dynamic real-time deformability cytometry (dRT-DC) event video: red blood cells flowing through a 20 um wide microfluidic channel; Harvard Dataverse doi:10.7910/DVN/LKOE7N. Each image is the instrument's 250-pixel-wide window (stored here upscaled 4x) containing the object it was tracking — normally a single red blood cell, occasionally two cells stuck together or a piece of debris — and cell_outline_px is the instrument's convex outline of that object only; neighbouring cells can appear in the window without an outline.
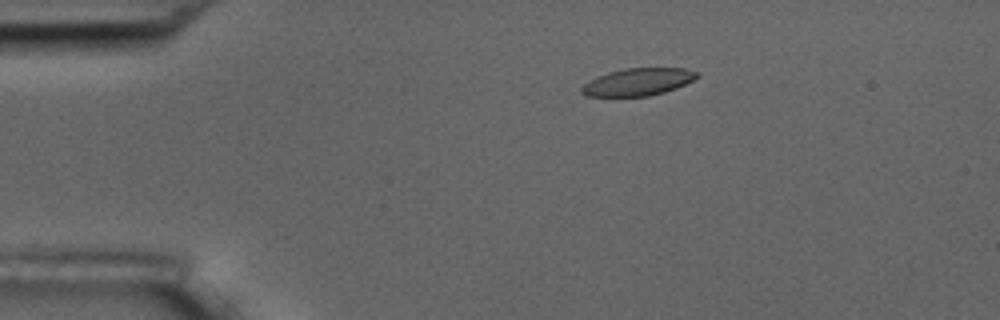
{"species": "common noctule bat (a hibernating species)", "species_latin": "Nyctalus noctula", "temperature_condition": "room temperature", "stored_images_in_passage": 6, "camera_frame_rate_fps": 3000, "um_per_image_px": 0.085, "animal": {"sex": "male", "body_mass_g": 17.5, "forearm_length_mm": 52.3}, "frame": {"image": 1, "passage_image": 1, "time_ms": 0.0, "image_size_px": [1000, 320], "cell_outline_px": [[700, 76], [676, 88], [664, 92], [648, 96], [584, 96], [580, 92], [580, 88], [588, 80], [596, 76], [608, 72], [624, 68], [684, 68], [700, 72]], "centroid_in_image_um": [54.2, 6.96], "position_along_channel_um": 30.8, "area_um2": 18.55}}
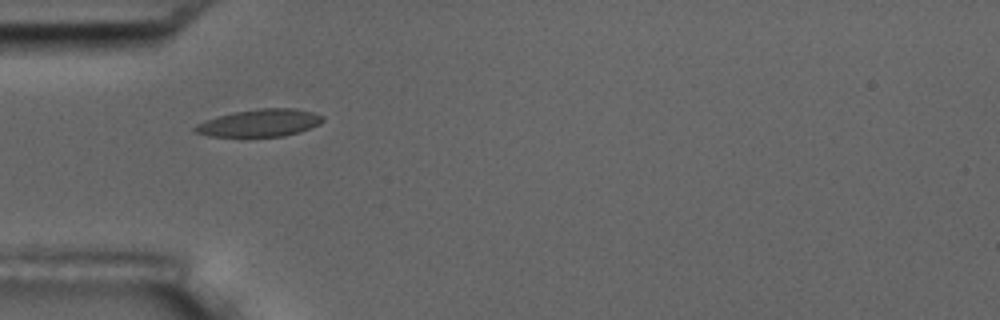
{"frame": {"image": 2, "passage_image": 3, "time_ms": 2.333, "image_size_px": [1000, 320], "cell_outline_px": [[324, 120], [320, 124], [300, 132], [284, 136], [208, 136], [196, 132], [192, 128], [196, 124], [204, 120], [216, 116], [236, 112], [260, 108], [292, 108], [312, 112], [324, 116]], "centroid_in_image_um": [22.08, 10.45], "position_along_channel_um": 62.9, "area_um2": 20.35}}
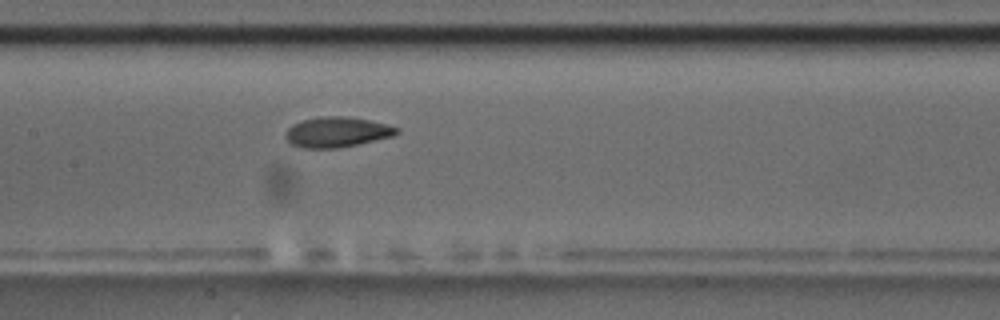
{"frame": {"image": 3, "passage_image": 6, "time_ms": 5.667, "image_size_px": [1000, 320], "cell_outline_px": [[400, 132], [392, 136], [356, 144], [336, 148], [304, 148], [292, 144], [284, 136], [288, 128], [292, 124], [300, 120], [320, 116], [344, 116], [368, 120], [388, 124], [400, 128]], "centroid_in_image_um": [28.63, 11.21], "position_along_channel_um": 178.8, "area_um2": 19.54}}